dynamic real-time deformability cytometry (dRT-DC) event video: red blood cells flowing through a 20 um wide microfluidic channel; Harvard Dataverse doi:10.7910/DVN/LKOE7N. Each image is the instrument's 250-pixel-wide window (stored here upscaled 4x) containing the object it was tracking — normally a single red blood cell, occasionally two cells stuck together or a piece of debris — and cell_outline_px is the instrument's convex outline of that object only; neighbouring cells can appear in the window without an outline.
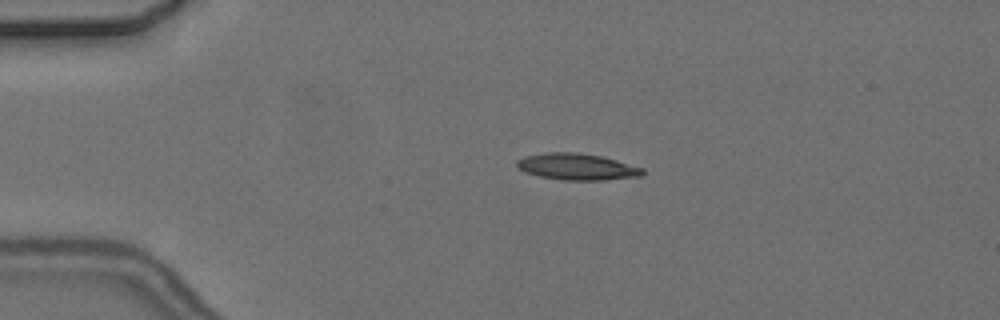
{"species": "common noctule bat (a hibernating species)", "species_latin": "Nyctalus noctula", "temperature_condition": "cold", "stored_images_in_passage": 3, "camera_frame_rate_fps": 3000, "um_per_image_px": 0.085, "animal": {"sex": "female", "body_mass_g": 24.6, "forearm_length_mm": 56.2}, "frame": {"image": 1, "passage_image": 2, "time_ms": 1.0, "image_size_px": [1000, 320], "cell_outline_px": [[644, 172], [640, 176], [604, 180], [564, 180], [540, 176], [524, 172], [516, 168], [516, 160], [524, 156], [544, 152], [580, 152], [600, 156], [616, 160], [644, 168]], "centroid_in_image_um": [49.0, 14.16], "position_along_channel_um": 36.0, "area_um2": 19.54}}